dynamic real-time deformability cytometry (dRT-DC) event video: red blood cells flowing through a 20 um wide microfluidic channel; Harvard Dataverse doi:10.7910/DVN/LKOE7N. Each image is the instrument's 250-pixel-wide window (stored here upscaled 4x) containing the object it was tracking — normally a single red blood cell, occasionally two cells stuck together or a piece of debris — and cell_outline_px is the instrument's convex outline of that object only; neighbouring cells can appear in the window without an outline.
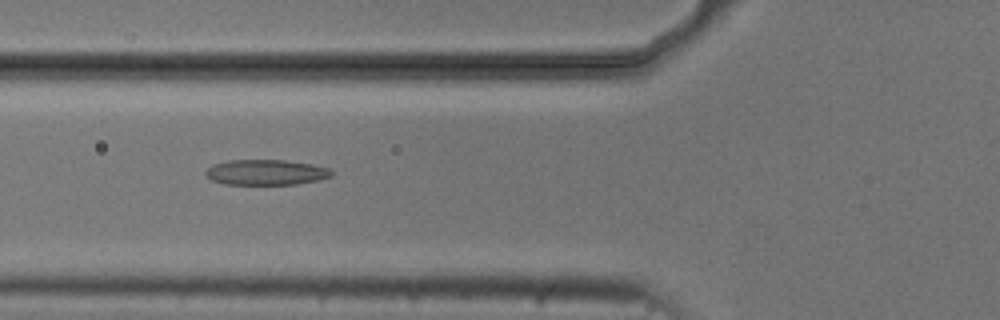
{"species": "common noctule bat (a hibernating species)", "species_latin": "Nyctalus noctula", "temperature_condition": "cold", "stored_images_in_passage": 13, "camera_frame_rate_fps": 3000, "um_per_image_px": 0.085, "animal": {"sex": "male", "body_mass_g": 20.5, "forearm_length_mm": 52.5}, "frame": {"image": 1, "passage_image": 4, "time_ms": 4.667, "image_size_px": [1000, 320], "cell_outline_px": [[332, 176], [316, 180], [296, 184], [224, 184], [212, 180], [204, 172], [212, 164], [228, 160], [284, 160], [312, 164], [328, 168], [332, 172]], "centroid_in_image_um": [22.58, 14.64], "position_along_channel_um": 103.2, "area_um2": 18.5}}
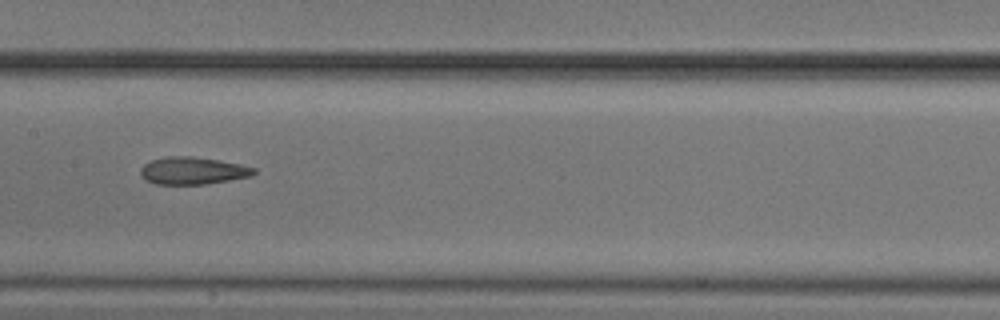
{"frame": {"image": 2, "passage_image": 6, "time_ms": 7.0, "image_size_px": [1000, 320], "cell_outline_px": [[256, 172], [252, 176], [204, 184], [156, 184], [144, 180], [140, 172], [140, 168], [144, 164], [152, 160], [168, 156], [192, 156], [240, 164], [256, 168]], "centroid_in_image_um": [16.36, 14.51], "position_along_channel_um": 191.0, "area_um2": 17.98}}
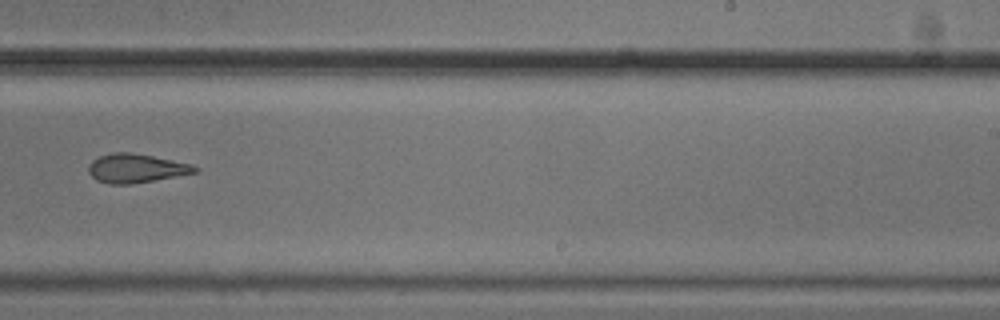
{"frame": {"image": 3, "passage_image": 8, "time_ms": 9.333, "image_size_px": [1000, 320], "cell_outline_px": [[200, 172], [132, 184], [108, 184], [96, 180], [88, 172], [88, 164], [92, 160], [100, 156], [112, 152], [128, 152], [152, 156], [192, 164], [200, 168]], "centroid_in_image_um": [11.57, 14.31], "position_along_channel_um": 277.4, "area_um2": 18.03}}